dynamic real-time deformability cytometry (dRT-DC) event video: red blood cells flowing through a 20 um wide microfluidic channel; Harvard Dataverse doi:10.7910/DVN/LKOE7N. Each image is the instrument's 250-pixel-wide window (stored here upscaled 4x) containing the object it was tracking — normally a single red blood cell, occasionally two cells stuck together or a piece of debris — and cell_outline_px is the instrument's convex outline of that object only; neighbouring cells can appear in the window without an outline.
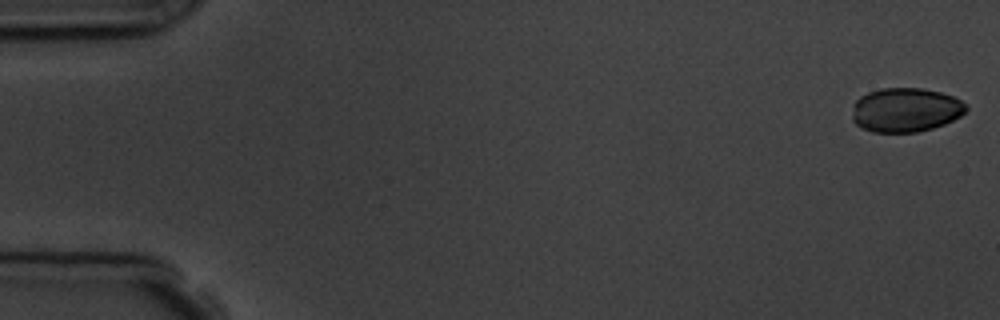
{"species": "common noctule bat (a hibernating species)", "species_latin": "Nyctalus noctula", "temperature_condition": "room temperature", "stored_images_in_passage": 7, "camera_frame_rate_fps": 3000, "um_per_image_px": 0.085, "animal": {"sex": "male", "body_mass_g": 19.5, "forearm_length_mm": 54.6}, "frame": {"image": 1, "passage_image": 1, "time_ms": 0.0, "image_size_px": [1000, 320], "cell_outline_px": [[968, 108], [960, 116], [944, 124], [932, 128], [916, 132], [872, 132], [856, 124], [852, 120], [852, 104], [860, 96], [868, 92], [884, 88], [920, 88], [940, 92], [952, 96], [968, 104]], "centroid_in_image_um": [76.96, 9.34], "position_along_channel_um": 8.0, "area_um2": 29.36}}
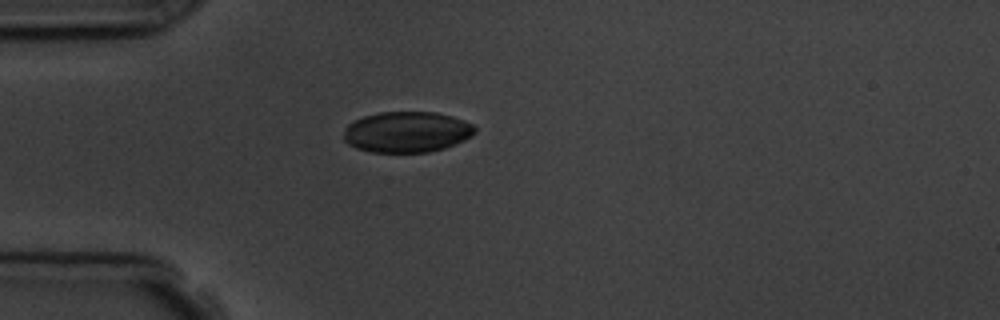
{"frame": {"image": 2, "passage_image": 5, "time_ms": 4.667, "image_size_px": [1000, 320], "cell_outline_px": [[476, 132], [472, 136], [456, 144], [444, 148], [428, 152], [372, 152], [356, 148], [348, 144], [344, 140], [344, 128], [348, 124], [364, 116], [380, 112], [436, 112], [452, 116], [464, 120], [472, 124], [476, 128]], "centroid_in_image_um": [34.59, 11.22], "position_along_channel_um": 50.4, "area_um2": 31.33}}